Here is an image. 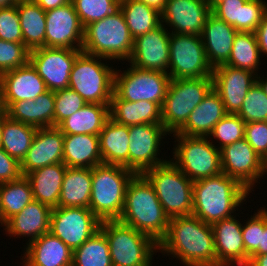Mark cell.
Instances as JSON below:
<instances>
[{"label": "cell", "instance_id": "cell-42", "mask_svg": "<svg viewBox=\"0 0 267 266\" xmlns=\"http://www.w3.org/2000/svg\"><path fill=\"white\" fill-rule=\"evenodd\" d=\"M83 27L119 9V0H71Z\"/></svg>", "mask_w": 267, "mask_h": 266}, {"label": "cell", "instance_id": "cell-51", "mask_svg": "<svg viewBox=\"0 0 267 266\" xmlns=\"http://www.w3.org/2000/svg\"><path fill=\"white\" fill-rule=\"evenodd\" d=\"M21 176V163L0 147V184L16 180Z\"/></svg>", "mask_w": 267, "mask_h": 266}, {"label": "cell", "instance_id": "cell-20", "mask_svg": "<svg viewBox=\"0 0 267 266\" xmlns=\"http://www.w3.org/2000/svg\"><path fill=\"white\" fill-rule=\"evenodd\" d=\"M213 88L223 101L225 112L237 114L242 107L249 89L257 81V75L245 69L228 65L213 68Z\"/></svg>", "mask_w": 267, "mask_h": 266}, {"label": "cell", "instance_id": "cell-49", "mask_svg": "<svg viewBox=\"0 0 267 266\" xmlns=\"http://www.w3.org/2000/svg\"><path fill=\"white\" fill-rule=\"evenodd\" d=\"M37 109V128L54 127L55 92L46 91L35 100Z\"/></svg>", "mask_w": 267, "mask_h": 266}, {"label": "cell", "instance_id": "cell-14", "mask_svg": "<svg viewBox=\"0 0 267 266\" xmlns=\"http://www.w3.org/2000/svg\"><path fill=\"white\" fill-rule=\"evenodd\" d=\"M167 134L169 135L162 124L129 126V170L143 174L146 170L169 161L159 156Z\"/></svg>", "mask_w": 267, "mask_h": 266}, {"label": "cell", "instance_id": "cell-47", "mask_svg": "<svg viewBox=\"0 0 267 266\" xmlns=\"http://www.w3.org/2000/svg\"><path fill=\"white\" fill-rule=\"evenodd\" d=\"M0 39L8 42L23 43L17 4L0 9Z\"/></svg>", "mask_w": 267, "mask_h": 266}, {"label": "cell", "instance_id": "cell-45", "mask_svg": "<svg viewBox=\"0 0 267 266\" xmlns=\"http://www.w3.org/2000/svg\"><path fill=\"white\" fill-rule=\"evenodd\" d=\"M86 104V101L70 88L55 91L54 127Z\"/></svg>", "mask_w": 267, "mask_h": 266}, {"label": "cell", "instance_id": "cell-25", "mask_svg": "<svg viewBox=\"0 0 267 266\" xmlns=\"http://www.w3.org/2000/svg\"><path fill=\"white\" fill-rule=\"evenodd\" d=\"M266 11L265 0H224L211 13L238 32H255Z\"/></svg>", "mask_w": 267, "mask_h": 266}, {"label": "cell", "instance_id": "cell-35", "mask_svg": "<svg viewBox=\"0 0 267 266\" xmlns=\"http://www.w3.org/2000/svg\"><path fill=\"white\" fill-rule=\"evenodd\" d=\"M17 10L24 45L29 50L45 47L46 12L33 0H19Z\"/></svg>", "mask_w": 267, "mask_h": 266}, {"label": "cell", "instance_id": "cell-16", "mask_svg": "<svg viewBox=\"0 0 267 266\" xmlns=\"http://www.w3.org/2000/svg\"><path fill=\"white\" fill-rule=\"evenodd\" d=\"M220 157L222 173L235 178L251 193L266 175L263 160L244 138L220 149Z\"/></svg>", "mask_w": 267, "mask_h": 266}, {"label": "cell", "instance_id": "cell-24", "mask_svg": "<svg viewBox=\"0 0 267 266\" xmlns=\"http://www.w3.org/2000/svg\"><path fill=\"white\" fill-rule=\"evenodd\" d=\"M51 213L52 209L48 205L33 200L2 225L3 231L10 239L27 237V245L49 232Z\"/></svg>", "mask_w": 267, "mask_h": 266}, {"label": "cell", "instance_id": "cell-7", "mask_svg": "<svg viewBox=\"0 0 267 266\" xmlns=\"http://www.w3.org/2000/svg\"><path fill=\"white\" fill-rule=\"evenodd\" d=\"M107 60L83 51L76 57L70 73L69 88L76 91L86 103L111 102L116 68L111 67Z\"/></svg>", "mask_w": 267, "mask_h": 266}, {"label": "cell", "instance_id": "cell-62", "mask_svg": "<svg viewBox=\"0 0 267 266\" xmlns=\"http://www.w3.org/2000/svg\"><path fill=\"white\" fill-rule=\"evenodd\" d=\"M1 126H2V116H0V147H1V140H2Z\"/></svg>", "mask_w": 267, "mask_h": 266}, {"label": "cell", "instance_id": "cell-28", "mask_svg": "<svg viewBox=\"0 0 267 266\" xmlns=\"http://www.w3.org/2000/svg\"><path fill=\"white\" fill-rule=\"evenodd\" d=\"M226 114L220 95L212 88L203 101L190 113L186 124L177 133L208 137L215 124Z\"/></svg>", "mask_w": 267, "mask_h": 266}, {"label": "cell", "instance_id": "cell-52", "mask_svg": "<svg viewBox=\"0 0 267 266\" xmlns=\"http://www.w3.org/2000/svg\"><path fill=\"white\" fill-rule=\"evenodd\" d=\"M261 56L267 57V11L255 31ZM264 54V55H263Z\"/></svg>", "mask_w": 267, "mask_h": 266}, {"label": "cell", "instance_id": "cell-27", "mask_svg": "<svg viewBox=\"0 0 267 266\" xmlns=\"http://www.w3.org/2000/svg\"><path fill=\"white\" fill-rule=\"evenodd\" d=\"M237 33L238 31L234 27L218 19L212 13L207 17L200 36L212 68L228 61Z\"/></svg>", "mask_w": 267, "mask_h": 266}, {"label": "cell", "instance_id": "cell-26", "mask_svg": "<svg viewBox=\"0 0 267 266\" xmlns=\"http://www.w3.org/2000/svg\"><path fill=\"white\" fill-rule=\"evenodd\" d=\"M24 249L22 266H72L73 251L50 232L30 242Z\"/></svg>", "mask_w": 267, "mask_h": 266}, {"label": "cell", "instance_id": "cell-59", "mask_svg": "<svg viewBox=\"0 0 267 266\" xmlns=\"http://www.w3.org/2000/svg\"><path fill=\"white\" fill-rule=\"evenodd\" d=\"M3 114H5V107L3 104L2 82L0 78V116H2Z\"/></svg>", "mask_w": 267, "mask_h": 266}, {"label": "cell", "instance_id": "cell-56", "mask_svg": "<svg viewBox=\"0 0 267 266\" xmlns=\"http://www.w3.org/2000/svg\"><path fill=\"white\" fill-rule=\"evenodd\" d=\"M139 2H143L144 4L155 8L159 12H162L165 8V4L167 0H137Z\"/></svg>", "mask_w": 267, "mask_h": 266}, {"label": "cell", "instance_id": "cell-12", "mask_svg": "<svg viewBox=\"0 0 267 266\" xmlns=\"http://www.w3.org/2000/svg\"><path fill=\"white\" fill-rule=\"evenodd\" d=\"M169 50L167 74L171 79L212 77L213 68L208 62L201 36L170 32Z\"/></svg>", "mask_w": 267, "mask_h": 266}, {"label": "cell", "instance_id": "cell-1", "mask_svg": "<svg viewBox=\"0 0 267 266\" xmlns=\"http://www.w3.org/2000/svg\"><path fill=\"white\" fill-rule=\"evenodd\" d=\"M158 252L176 258L184 266H217L211 224L194 215L169 220L167 233L158 243Z\"/></svg>", "mask_w": 267, "mask_h": 266}, {"label": "cell", "instance_id": "cell-43", "mask_svg": "<svg viewBox=\"0 0 267 266\" xmlns=\"http://www.w3.org/2000/svg\"><path fill=\"white\" fill-rule=\"evenodd\" d=\"M237 115L245 123L267 121V95L257 81L249 89Z\"/></svg>", "mask_w": 267, "mask_h": 266}, {"label": "cell", "instance_id": "cell-48", "mask_svg": "<svg viewBox=\"0 0 267 266\" xmlns=\"http://www.w3.org/2000/svg\"><path fill=\"white\" fill-rule=\"evenodd\" d=\"M244 139L263 160L267 156V121L247 122Z\"/></svg>", "mask_w": 267, "mask_h": 266}, {"label": "cell", "instance_id": "cell-22", "mask_svg": "<svg viewBox=\"0 0 267 266\" xmlns=\"http://www.w3.org/2000/svg\"><path fill=\"white\" fill-rule=\"evenodd\" d=\"M64 134L57 127L37 128L26 157L21 162L22 175L44 166L63 163Z\"/></svg>", "mask_w": 267, "mask_h": 266}, {"label": "cell", "instance_id": "cell-53", "mask_svg": "<svg viewBox=\"0 0 267 266\" xmlns=\"http://www.w3.org/2000/svg\"><path fill=\"white\" fill-rule=\"evenodd\" d=\"M267 254V208L264 207V230H260L259 246L252 255Z\"/></svg>", "mask_w": 267, "mask_h": 266}, {"label": "cell", "instance_id": "cell-21", "mask_svg": "<svg viewBox=\"0 0 267 266\" xmlns=\"http://www.w3.org/2000/svg\"><path fill=\"white\" fill-rule=\"evenodd\" d=\"M236 215L211 225L214 235L217 266H246L247 253L243 244L242 223Z\"/></svg>", "mask_w": 267, "mask_h": 266}, {"label": "cell", "instance_id": "cell-2", "mask_svg": "<svg viewBox=\"0 0 267 266\" xmlns=\"http://www.w3.org/2000/svg\"><path fill=\"white\" fill-rule=\"evenodd\" d=\"M239 181L224 173L193 182L192 215L213 224L237 215L250 195ZM246 201V202H245ZM245 202V203H244Z\"/></svg>", "mask_w": 267, "mask_h": 266}, {"label": "cell", "instance_id": "cell-32", "mask_svg": "<svg viewBox=\"0 0 267 266\" xmlns=\"http://www.w3.org/2000/svg\"><path fill=\"white\" fill-rule=\"evenodd\" d=\"M102 163L99 135H64L63 164L65 166L93 168Z\"/></svg>", "mask_w": 267, "mask_h": 266}, {"label": "cell", "instance_id": "cell-37", "mask_svg": "<svg viewBox=\"0 0 267 266\" xmlns=\"http://www.w3.org/2000/svg\"><path fill=\"white\" fill-rule=\"evenodd\" d=\"M34 200L32 189L27 178H20L0 184V224L20 213L27 204Z\"/></svg>", "mask_w": 267, "mask_h": 266}, {"label": "cell", "instance_id": "cell-44", "mask_svg": "<svg viewBox=\"0 0 267 266\" xmlns=\"http://www.w3.org/2000/svg\"><path fill=\"white\" fill-rule=\"evenodd\" d=\"M29 52L24 43L0 39V75L26 65L29 62Z\"/></svg>", "mask_w": 267, "mask_h": 266}, {"label": "cell", "instance_id": "cell-8", "mask_svg": "<svg viewBox=\"0 0 267 266\" xmlns=\"http://www.w3.org/2000/svg\"><path fill=\"white\" fill-rule=\"evenodd\" d=\"M143 175L154 187L165 214L173 217L192 215L193 181L170 160L146 170Z\"/></svg>", "mask_w": 267, "mask_h": 266}, {"label": "cell", "instance_id": "cell-6", "mask_svg": "<svg viewBox=\"0 0 267 266\" xmlns=\"http://www.w3.org/2000/svg\"><path fill=\"white\" fill-rule=\"evenodd\" d=\"M100 230L109 245L113 266H153L158 243L119 220L101 221Z\"/></svg>", "mask_w": 267, "mask_h": 266}, {"label": "cell", "instance_id": "cell-23", "mask_svg": "<svg viewBox=\"0 0 267 266\" xmlns=\"http://www.w3.org/2000/svg\"><path fill=\"white\" fill-rule=\"evenodd\" d=\"M5 110L21 100H35L48 91L44 80L30 62L0 75Z\"/></svg>", "mask_w": 267, "mask_h": 266}, {"label": "cell", "instance_id": "cell-55", "mask_svg": "<svg viewBox=\"0 0 267 266\" xmlns=\"http://www.w3.org/2000/svg\"><path fill=\"white\" fill-rule=\"evenodd\" d=\"M246 266H267V254L251 255Z\"/></svg>", "mask_w": 267, "mask_h": 266}, {"label": "cell", "instance_id": "cell-29", "mask_svg": "<svg viewBox=\"0 0 267 266\" xmlns=\"http://www.w3.org/2000/svg\"><path fill=\"white\" fill-rule=\"evenodd\" d=\"M109 115L115 122L126 126L162 124L161 107L157 103L145 100L126 101L115 92L111 97Z\"/></svg>", "mask_w": 267, "mask_h": 266}, {"label": "cell", "instance_id": "cell-57", "mask_svg": "<svg viewBox=\"0 0 267 266\" xmlns=\"http://www.w3.org/2000/svg\"><path fill=\"white\" fill-rule=\"evenodd\" d=\"M260 75L262 76V73H259L257 75V82L260 84L261 88L264 90V93L267 95V76L265 78L263 75L261 78Z\"/></svg>", "mask_w": 267, "mask_h": 266}, {"label": "cell", "instance_id": "cell-60", "mask_svg": "<svg viewBox=\"0 0 267 266\" xmlns=\"http://www.w3.org/2000/svg\"><path fill=\"white\" fill-rule=\"evenodd\" d=\"M205 1L208 3L212 11L219 3L223 2L224 0H205Z\"/></svg>", "mask_w": 267, "mask_h": 266}, {"label": "cell", "instance_id": "cell-33", "mask_svg": "<svg viewBox=\"0 0 267 266\" xmlns=\"http://www.w3.org/2000/svg\"><path fill=\"white\" fill-rule=\"evenodd\" d=\"M91 189L92 168L67 167L58 207L89 208Z\"/></svg>", "mask_w": 267, "mask_h": 266}, {"label": "cell", "instance_id": "cell-30", "mask_svg": "<svg viewBox=\"0 0 267 266\" xmlns=\"http://www.w3.org/2000/svg\"><path fill=\"white\" fill-rule=\"evenodd\" d=\"M66 169L67 166L63 163H56L26 174L34 200L48 205L51 209L58 207Z\"/></svg>", "mask_w": 267, "mask_h": 266}, {"label": "cell", "instance_id": "cell-4", "mask_svg": "<svg viewBox=\"0 0 267 266\" xmlns=\"http://www.w3.org/2000/svg\"><path fill=\"white\" fill-rule=\"evenodd\" d=\"M132 37L124 14L116 10L113 14L84 27L82 51L104 57L109 61H128L133 50ZM118 59V60H117Z\"/></svg>", "mask_w": 267, "mask_h": 266}, {"label": "cell", "instance_id": "cell-17", "mask_svg": "<svg viewBox=\"0 0 267 266\" xmlns=\"http://www.w3.org/2000/svg\"><path fill=\"white\" fill-rule=\"evenodd\" d=\"M83 37L84 27L72 2L46 11L45 47L81 50Z\"/></svg>", "mask_w": 267, "mask_h": 266}, {"label": "cell", "instance_id": "cell-36", "mask_svg": "<svg viewBox=\"0 0 267 266\" xmlns=\"http://www.w3.org/2000/svg\"><path fill=\"white\" fill-rule=\"evenodd\" d=\"M37 127L10 119L2 115L1 148L20 163L32 145Z\"/></svg>", "mask_w": 267, "mask_h": 266}, {"label": "cell", "instance_id": "cell-19", "mask_svg": "<svg viewBox=\"0 0 267 266\" xmlns=\"http://www.w3.org/2000/svg\"><path fill=\"white\" fill-rule=\"evenodd\" d=\"M210 14L205 0H167L161 23L172 33L200 36Z\"/></svg>", "mask_w": 267, "mask_h": 266}, {"label": "cell", "instance_id": "cell-13", "mask_svg": "<svg viewBox=\"0 0 267 266\" xmlns=\"http://www.w3.org/2000/svg\"><path fill=\"white\" fill-rule=\"evenodd\" d=\"M100 219L86 207L52 208L49 232L72 251L100 230Z\"/></svg>", "mask_w": 267, "mask_h": 266}, {"label": "cell", "instance_id": "cell-9", "mask_svg": "<svg viewBox=\"0 0 267 266\" xmlns=\"http://www.w3.org/2000/svg\"><path fill=\"white\" fill-rule=\"evenodd\" d=\"M212 88V77L170 80L161 107L162 125L170 136L186 124L190 113Z\"/></svg>", "mask_w": 267, "mask_h": 266}, {"label": "cell", "instance_id": "cell-5", "mask_svg": "<svg viewBox=\"0 0 267 266\" xmlns=\"http://www.w3.org/2000/svg\"><path fill=\"white\" fill-rule=\"evenodd\" d=\"M134 175L133 171L120 165L102 163L92 168L89 209L100 221L120 218L126 188Z\"/></svg>", "mask_w": 267, "mask_h": 266}, {"label": "cell", "instance_id": "cell-61", "mask_svg": "<svg viewBox=\"0 0 267 266\" xmlns=\"http://www.w3.org/2000/svg\"><path fill=\"white\" fill-rule=\"evenodd\" d=\"M264 170L267 175V156L263 159Z\"/></svg>", "mask_w": 267, "mask_h": 266}, {"label": "cell", "instance_id": "cell-15", "mask_svg": "<svg viewBox=\"0 0 267 266\" xmlns=\"http://www.w3.org/2000/svg\"><path fill=\"white\" fill-rule=\"evenodd\" d=\"M82 50L39 47L29 52V62L50 91L69 88L70 73Z\"/></svg>", "mask_w": 267, "mask_h": 266}, {"label": "cell", "instance_id": "cell-38", "mask_svg": "<svg viewBox=\"0 0 267 266\" xmlns=\"http://www.w3.org/2000/svg\"><path fill=\"white\" fill-rule=\"evenodd\" d=\"M119 8L124 14L128 29L134 39L161 24V12L143 2L121 0Z\"/></svg>", "mask_w": 267, "mask_h": 266}, {"label": "cell", "instance_id": "cell-54", "mask_svg": "<svg viewBox=\"0 0 267 266\" xmlns=\"http://www.w3.org/2000/svg\"><path fill=\"white\" fill-rule=\"evenodd\" d=\"M36 2L45 12L57 7L69 4L71 0H33Z\"/></svg>", "mask_w": 267, "mask_h": 266}, {"label": "cell", "instance_id": "cell-34", "mask_svg": "<svg viewBox=\"0 0 267 266\" xmlns=\"http://www.w3.org/2000/svg\"><path fill=\"white\" fill-rule=\"evenodd\" d=\"M109 105L110 104L87 103L83 108L63 120L57 128L64 135H99L105 122L110 117Z\"/></svg>", "mask_w": 267, "mask_h": 266}, {"label": "cell", "instance_id": "cell-46", "mask_svg": "<svg viewBox=\"0 0 267 266\" xmlns=\"http://www.w3.org/2000/svg\"><path fill=\"white\" fill-rule=\"evenodd\" d=\"M256 211L257 213L255 212L250 218L247 217V221L242 223V236L247 253V264L249 257L258 249L260 230H264V207Z\"/></svg>", "mask_w": 267, "mask_h": 266}, {"label": "cell", "instance_id": "cell-11", "mask_svg": "<svg viewBox=\"0 0 267 266\" xmlns=\"http://www.w3.org/2000/svg\"><path fill=\"white\" fill-rule=\"evenodd\" d=\"M127 70H115L114 92L126 101L141 100L157 103L162 107L170 83V76L162 71L143 70L132 65Z\"/></svg>", "mask_w": 267, "mask_h": 266}, {"label": "cell", "instance_id": "cell-40", "mask_svg": "<svg viewBox=\"0 0 267 266\" xmlns=\"http://www.w3.org/2000/svg\"><path fill=\"white\" fill-rule=\"evenodd\" d=\"M72 266H113L107 238L101 230L73 251Z\"/></svg>", "mask_w": 267, "mask_h": 266}, {"label": "cell", "instance_id": "cell-31", "mask_svg": "<svg viewBox=\"0 0 267 266\" xmlns=\"http://www.w3.org/2000/svg\"><path fill=\"white\" fill-rule=\"evenodd\" d=\"M129 142V126L117 123L109 117L99 133L103 163L129 169Z\"/></svg>", "mask_w": 267, "mask_h": 266}, {"label": "cell", "instance_id": "cell-50", "mask_svg": "<svg viewBox=\"0 0 267 266\" xmlns=\"http://www.w3.org/2000/svg\"><path fill=\"white\" fill-rule=\"evenodd\" d=\"M5 113L12 120L37 127V109L34 100L13 102Z\"/></svg>", "mask_w": 267, "mask_h": 266}, {"label": "cell", "instance_id": "cell-10", "mask_svg": "<svg viewBox=\"0 0 267 266\" xmlns=\"http://www.w3.org/2000/svg\"><path fill=\"white\" fill-rule=\"evenodd\" d=\"M173 158H169L193 182L222 173L220 150L208 137L172 134ZM177 142V144H176ZM215 143V144H213Z\"/></svg>", "mask_w": 267, "mask_h": 266}, {"label": "cell", "instance_id": "cell-58", "mask_svg": "<svg viewBox=\"0 0 267 266\" xmlns=\"http://www.w3.org/2000/svg\"><path fill=\"white\" fill-rule=\"evenodd\" d=\"M19 0H0V9L16 5Z\"/></svg>", "mask_w": 267, "mask_h": 266}, {"label": "cell", "instance_id": "cell-39", "mask_svg": "<svg viewBox=\"0 0 267 266\" xmlns=\"http://www.w3.org/2000/svg\"><path fill=\"white\" fill-rule=\"evenodd\" d=\"M255 32H238L235 36L230 56L225 65L245 69L258 75L261 59ZM259 71V72H258Z\"/></svg>", "mask_w": 267, "mask_h": 266}, {"label": "cell", "instance_id": "cell-18", "mask_svg": "<svg viewBox=\"0 0 267 266\" xmlns=\"http://www.w3.org/2000/svg\"><path fill=\"white\" fill-rule=\"evenodd\" d=\"M161 23L148 33L134 39L133 50L127 62L143 70L168 73L170 31Z\"/></svg>", "mask_w": 267, "mask_h": 266}, {"label": "cell", "instance_id": "cell-41", "mask_svg": "<svg viewBox=\"0 0 267 266\" xmlns=\"http://www.w3.org/2000/svg\"><path fill=\"white\" fill-rule=\"evenodd\" d=\"M244 120L237 114L227 113L213 127L212 132L208 135V139L213 142L216 140L219 144L216 147L220 150L224 146L242 140L245 133Z\"/></svg>", "mask_w": 267, "mask_h": 266}, {"label": "cell", "instance_id": "cell-3", "mask_svg": "<svg viewBox=\"0 0 267 266\" xmlns=\"http://www.w3.org/2000/svg\"><path fill=\"white\" fill-rule=\"evenodd\" d=\"M118 220L150 236L156 243L165 237L170 218L165 214L154 187L143 174H135L128 183Z\"/></svg>", "mask_w": 267, "mask_h": 266}]
</instances>
